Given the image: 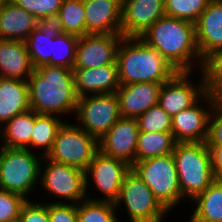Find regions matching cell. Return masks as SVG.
Instances as JSON below:
<instances>
[{"label": "cell", "mask_w": 222, "mask_h": 222, "mask_svg": "<svg viewBox=\"0 0 222 222\" xmlns=\"http://www.w3.org/2000/svg\"><path fill=\"white\" fill-rule=\"evenodd\" d=\"M28 84L30 109L38 114L75 115L79 97L73 69L43 65L34 69Z\"/></svg>", "instance_id": "obj_1"}, {"label": "cell", "mask_w": 222, "mask_h": 222, "mask_svg": "<svg viewBox=\"0 0 222 222\" xmlns=\"http://www.w3.org/2000/svg\"><path fill=\"white\" fill-rule=\"evenodd\" d=\"M140 38L157 50L177 71L193 72L197 63H200L197 65H200L201 70L203 60L196 46L194 23L165 15Z\"/></svg>", "instance_id": "obj_2"}, {"label": "cell", "mask_w": 222, "mask_h": 222, "mask_svg": "<svg viewBox=\"0 0 222 222\" xmlns=\"http://www.w3.org/2000/svg\"><path fill=\"white\" fill-rule=\"evenodd\" d=\"M120 85L165 83L178 71L140 37H123L117 50Z\"/></svg>", "instance_id": "obj_3"}, {"label": "cell", "mask_w": 222, "mask_h": 222, "mask_svg": "<svg viewBox=\"0 0 222 222\" xmlns=\"http://www.w3.org/2000/svg\"><path fill=\"white\" fill-rule=\"evenodd\" d=\"M172 155L182 199L193 200L216 179L206 142H177Z\"/></svg>", "instance_id": "obj_4"}, {"label": "cell", "mask_w": 222, "mask_h": 222, "mask_svg": "<svg viewBox=\"0 0 222 222\" xmlns=\"http://www.w3.org/2000/svg\"><path fill=\"white\" fill-rule=\"evenodd\" d=\"M0 189L18 193L29 199L40 182L43 160L27 148H0ZM41 161V162H40ZM28 196V197H27Z\"/></svg>", "instance_id": "obj_5"}, {"label": "cell", "mask_w": 222, "mask_h": 222, "mask_svg": "<svg viewBox=\"0 0 222 222\" xmlns=\"http://www.w3.org/2000/svg\"><path fill=\"white\" fill-rule=\"evenodd\" d=\"M131 168L169 212L183 200L172 154L136 161Z\"/></svg>", "instance_id": "obj_6"}, {"label": "cell", "mask_w": 222, "mask_h": 222, "mask_svg": "<svg viewBox=\"0 0 222 222\" xmlns=\"http://www.w3.org/2000/svg\"><path fill=\"white\" fill-rule=\"evenodd\" d=\"M99 151L98 140L76 123L65 120L60 127L47 158L83 171Z\"/></svg>", "instance_id": "obj_7"}, {"label": "cell", "mask_w": 222, "mask_h": 222, "mask_svg": "<svg viewBox=\"0 0 222 222\" xmlns=\"http://www.w3.org/2000/svg\"><path fill=\"white\" fill-rule=\"evenodd\" d=\"M121 203L131 222H163L169 212L132 168L126 173L114 202L116 209Z\"/></svg>", "instance_id": "obj_8"}, {"label": "cell", "mask_w": 222, "mask_h": 222, "mask_svg": "<svg viewBox=\"0 0 222 222\" xmlns=\"http://www.w3.org/2000/svg\"><path fill=\"white\" fill-rule=\"evenodd\" d=\"M77 125L100 140L121 118L116 93H103L79 97L75 112Z\"/></svg>", "instance_id": "obj_9"}, {"label": "cell", "mask_w": 222, "mask_h": 222, "mask_svg": "<svg viewBox=\"0 0 222 222\" xmlns=\"http://www.w3.org/2000/svg\"><path fill=\"white\" fill-rule=\"evenodd\" d=\"M46 164L40 169V184L48 194H52L66 203L78 204L87 199L85 188V171L67 164L57 163L46 156L42 157ZM43 171V172H42Z\"/></svg>", "instance_id": "obj_10"}, {"label": "cell", "mask_w": 222, "mask_h": 222, "mask_svg": "<svg viewBox=\"0 0 222 222\" xmlns=\"http://www.w3.org/2000/svg\"><path fill=\"white\" fill-rule=\"evenodd\" d=\"M130 169L131 165L126 161L106 156L98 151L85 170V188L87 194L91 178L97 191L104 194V197L95 199L87 196V199L114 203L119 197L123 179Z\"/></svg>", "instance_id": "obj_11"}, {"label": "cell", "mask_w": 222, "mask_h": 222, "mask_svg": "<svg viewBox=\"0 0 222 222\" xmlns=\"http://www.w3.org/2000/svg\"><path fill=\"white\" fill-rule=\"evenodd\" d=\"M192 72L178 71L171 79L162 84L158 104L171 116L190 108L197 101L202 100L206 93L204 77L198 83H191L189 77ZM196 84V85H195ZM201 97V98H200Z\"/></svg>", "instance_id": "obj_12"}, {"label": "cell", "mask_w": 222, "mask_h": 222, "mask_svg": "<svg viewBox=\"0 0 222 222\" xmlns=\"http://www.w3.org/2000/svg\"><path fill=\"white\" fill-rule=\"evenodd\" d=\"M218 100L209 92L202 96V104L198 101L190 108L180 111L172 117V130L176 142H206L208 137L209 118Z\"/></svg>", "instance_id": "obj_13"}, {"label": "cell", "mask_w": 222, "mask_h": 222, "mask_svg": "<svg viewBox=\"0 0 222 222\" xmlns=\"http://www.w3.org/2000/svg\"><path fill=\"white\" fill-rule=\"evenodd\" d=\"M121 34H86L79 37L74 68H96L117 63Z\"/></svg>", "instance_id": "obj_14"}, {"label": "cell", "mask_w": 222, "mask_h": 222, "mask_svg": "<svg viewBox=\"0 0 222 222\" xmlns=\"http://www.w3.org/2000/svg\"><path fill=\"white\" fill-rule=\"evenodd\" d=\"M139 132L136 118L121 117L98 140L99 151L106 156L124 160L132 166L135 163Z\"/></svg>", "instance_id": "obj_15"}, {"label": "cell", "mask_w": 222, "mask_h": 222, "mask_svg": "<svg viewBox=\"0 0 222 222\" xmlns=\"http://www.w3.org/2000/svg\"><path fill=\"white\" fill-rule=\"evenodd\" d=\"M164 16V0H122L121 35L140 37L154 22Z\"/></svg>", "instance_id": "obj_16"}, {"label": "cell", "mask_w": 222, "mask_h": 222, "mask_svg": "<svg viewBox=\"0 0 222 222\" xmlns=\"http://www.w3.org/2000/svg\"><path fill=\"white\" fill-rule=\"evenodd\" d=\"M195 40L202 60L222 49V0H210L195 23Z\"/></svg>", "instance_id": "obj_17"}, {"label": "cell", "mask_w": 222, "mask_h": 222, "mask_svg": "<svg viewBox=\"0 0 222 222\" xmlns=\"http://www.w3.org/2000/svg\"><path fill=\"white\" fill-rule=\"evenodd\" d=\"M122 0H85L87 34H121Z\"/></svg>", "instance_id": "obj_18"}, {"label": "cell", "mask_w": 222, "mask_h": 222, "mask_svg": "<svg viewBox=\"0 0 222 222\" xmlns=\"http://www.w3.org/2000/svg\"><path fill=\"white\" fill-rule=\"evenodd\" d=\"M78 97L116 93L120 87L117 63L96 68H73Z\"/></svg>", "instance_id": "obj_19"}, {"label": "cell", "mask_w": 222, "mask_h": 222, "mask_svg": "<svg viewBox=\"0 0 222 222\" xmlns=\"http://www.w3.org/2000/svg\"><path fill=\"white\" fill-rule=\"evenodd\" d=\"M163 83L140 82L120 85L116 91L121 117L137 118L152 106L158 104Z\"/></svg>", "instance_id": "obj_20"}, {"label": "cell", "mask_w": 222, "mask_h": 222, "mask_svg": "<svg viewBox=\"0 0 222 222\" xmlns=\"http://www.w3.org/2000/svg\"><path fill=\"white\" fill-rule=\"evenodd\" d=\"M33 71L25 41L0 39V77L28 80Z\"/></svg>", "instance_id": "obj_21"}, {"label": "cell", "mask_w": 222, "mask_h": 222, "mask_svg": "<svg viewBox=\"0 0 222 222\" xmlns=\"http://www.w3.org/2000/svg\"><path fill=\"white\" fill-rule=\"evenodd\" d=\"M29 109L28 80L0 77V126Z\"/></svg>", "instance_id": "obj_22"}, {"label": "cell", "mask_w": 222, "mask_h": 222, "mask_svg": "<svg viewBox=\"0 0 222 222\" xmlns=\"http://www.w3.org/2000/svg\"><path fill=\"white\" fill-rule=\"evenodd\" d=\"M38 20L14 2L0 4V39L25 41Z\"/></svg>", "instance_id": "obj_23"}, {"label": "cell", "mask_w": 222, "mask_h": 222, "mask_svg": "<svg viewBox=\"0 0 222 222\" xmlns=\"http://www.w3.org/2000/svg\"><path fill=\"white\" fill-rule=\"evenodd\" d=\"M191 201L196 208L189 222H222V179H215Z\"/></svg>", "instance_id": "obj_24"}, {"label": "cell", "mask_w": 222, "mask_h": 222, "mask_svg": "<svg viewBox=\"0 0 222 222\" xmlns=\"http://www.w3.org/2000/svg\"><path fill=\"white\" fill-rule=\"evenodd\" d=\"M38 115L32 109L14 116L0 129L3 147L31 149V133L35 117Z\"/></svg>", "instance_id": "obj_25"}, {"label": "cell", "mask_w": 222, "mask_h": 222, "mask_svg": "<svg viewBox=\"0 0 222 222\" xmlns=\"http://www.w3.org/2000/svg\"><path fill=\"white\" fill-rule=\"evenodd\" d=\"M176 143L172 132L140 131L136 146L135 162L172 154Z\"/></svg>", "instance_id": "obj_26"}, {"label": "cell", "mask_w": 222, "mask_h": 222, "mask_svg": "<svg viewBox=\"0 0 222 222\" xmlns=\"http://www.w3.org/2000/svg\"><path fill=\"white\" fill-rule=\"evenodd\" d=\"M59 116L38 114L35 117L31 133V151L42 149V156H47L53 147L55 137L65 121Z\"/></svg>", "instance_id": "obj_27"}, {"label": "cell", "mask_w": 222, "mask_h": 222, "mask_svg": "<svg viewBox=\"0 0 222 222\" xmlns=\"http://www.w3.org/2000/svg\"><path fill=\"white\" fill-rule=\"evenodd\" d=\"M58 15L62 21L64 33L77 37L87 34L84 1L63 0Z\"/></svg>", "instance_id": "obj_28"}, {"label": "cell", "mask_w": 222, "mask_h": 222, "mask_svg": "<svg viewBox=\"0 0 222 222\" xmlns=\"http://www.w3.org/2000/svg\"><path fill=\"white\" fill-rule=\"evenodd\" d=\"M78 222H119L113 202L85 199L77 204Z\"/></svg>", "instance_id": "obj_29"}, {"label": "cell", "mask_w": 222, "mask_h": 222, "mask_svg": "<svg viewBox=\"0 0 222 222\" xmlns=\"http://www.w3.org/2000/svg\"><path fill=\"white\" fill-rule=\"evenodd\" d=\"M25 43L34 69L43 65H51L53 38L45 35L37 26L25 40Z\"/></svg>", "instance_id": "obj_30"}, {"label": "cell", "mask_w": 222, "mask_h": 222, "mask_svg": "<svg viewBox=\"0 0 222 222\" xmlns=\"http://www.w3.org/2000/svg\"><path fill=\"white\" fill-rule=\"evenodd\" d=\"M201 72L206 92L222 101V49L212 52L203 60Z\"/></svg>", "instance_id": "obj_31"}, {"label": "cell", "mask_w": 222, "mask_h": 222, "mask_svg": "<svg viewBox=\"0 0 222 222\" xmlns=\"http://www.w3.org/2000/svg\"><path fill=\"white\" fill-rule=\"evenodd\" d=\"M78 39L79 37L68 33L53 38L51 65L73 69Z\"/></svg>", "instance_id": "obj_32"}, {"label": "cell", "mask_w": 222, "mask_h": 222, "mask_svg": "<svg viewBox=\"0 0 222 222\" xmlns=\"http://www.w3.org/2000/svg\"><path fill=\"white\" fill-rule=\"evenodd\" d=\"M209 2L210 0H164L165 15L195 24Z\"/></svg>", "instance_id": "obj_33"}, {"label": "cell", "mask_w": 222, "mask_h": 222, "mask_svg": "<svg viewBox=\"0 0 222 222\" xmlns=\"http://www.w3.org/2000/svg\"><path fill=\"white\" fill-rule=\"evenodd\" d=\"M140 131L171 132L172 117L156 104L136 118Z\"/></svg>", "instance_id": "obj_34"}, {"label": "cell", "mask_w": 222, "mask_h": 222, "mask_svg": "<svg viewBox=\"0 0 222 222\" xmlns=\"http://www.w3.org/2000/svg\"><path fill=\"white\" fill-rule=\"evenodd\" d=\"M26 201L18 193L0 189V222H18L21 208Z\"/></svg>", "instance_id": "obj_35"}, {"label": "cell", "mask_w": 222, "mask_h": 222, "mask_svg": "<svg viewBox=\"0 0 222 222\" xmlns=\"http://www.w3.org/2000/svg\"><path fill=\"white\" fill-rule=\"evenodd\" d=\"M63 0H12L18 7L25 9L38 21L49 15L58 14Z\"/></svg>", "instance_id": "obj_36"}, {"label": "cell", "mask_w": 222, "mask_h": 222, "mask_svg": "<svg viewBox=\"0 0 222 222\" xmlns=\"http://www.w3.org/2000/svg\"><path fill=\"white\" fill-rule=\"evenodd\" d=\"M48 213L50 222H78V209L75 203L49 202Z\"/></svg>", "instance_id": "obj_37"}, {"label": "cell", "mask_w": 222, "mask_h": 222, "mask_svg": "<svg viewBox=\"0 0 222 222\" xmlns=\"http://www.w3.org/2000/svg\"><path fill=\"white\" fill-rule=\"evenodd\" d=\"M18 222H50L48 203L27 201L21 208Z\"/></svg>", "instance_id": "obj_38"}, {"label": "cell", "mask_w": 222, "mask_h": 222, "mask_svg": "<svg viewBox=\"0 0 222 222\" xmlns=\"http://www.w3.org/2000/svg\"><path fill=\"white\" fill-rule=\"evenodd\" d=\"M207 146H222V101H217L209 118Z\"/></svg>", "instance_id": "obj_39"}, {"label": "cell", "mask_w": 222, "mask_h": 222, "mask_svg": "<svg viewBox=\"0 0 222 222\" xmlns=\"http://www.w3.org/2000/svg\"><path fill=\"white\" fill-rule=\"evenodd\" d=\"M37 26L48 37L55 38L59 34H63L62 21L58 14L49 15L37 22Z\"/></svg>", "instance_id": "obj_40"}, {"label": "cell", "mask_w": 222, "mask_h": 222, "mask_svg": "<svg viewBox=\"0 0 222 222\" xmlns=\"http://www.w3.org/2000/svg\"><path fill=\"white\" fill-rule=\"evenodd\" d=\"M211 154L212 171L216 179H222V146H208Z\"/></svg>", "instance_id": "obj_41"}, {"label": "cell", "mask_w": 222, "mask_h": 222, "mask_svg": "<svg viewBox=\"0 0 222 222\" xmlns=\"http://www.w3.org/2000/svg\"><path fill=\"white\" fill-rule=\"evenodd\" d=\"M12 0H0V4L11 2Z\"/></svg>", "instance_id": "obj_42"}]
</instances>
